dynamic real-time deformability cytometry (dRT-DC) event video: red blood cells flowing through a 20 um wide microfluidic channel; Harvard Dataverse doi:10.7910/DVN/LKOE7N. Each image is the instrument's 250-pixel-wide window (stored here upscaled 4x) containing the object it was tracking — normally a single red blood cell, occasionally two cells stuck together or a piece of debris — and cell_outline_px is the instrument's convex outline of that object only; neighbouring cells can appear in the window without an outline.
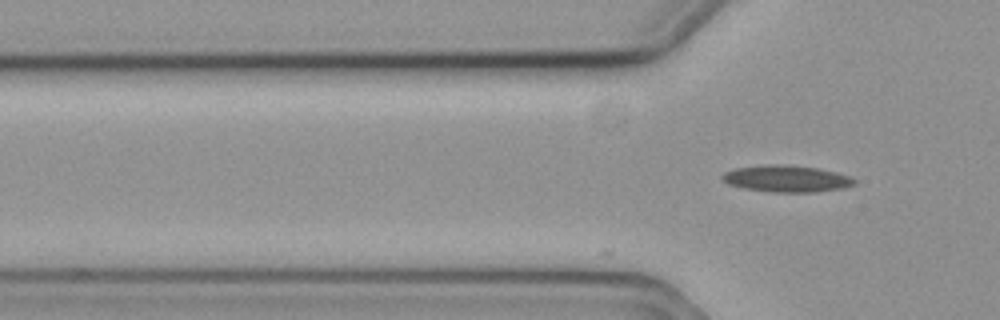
{"species": "common noctule bat (a hibernating species)", "species_latin": "Nyctalus noctula", "temperature_condition": "cold", "stored_images_in_passage": 3, "camera_frame_rate_fps": 3000, "um_per_image_px": 0.085, "animal": {"sex": "female", "body_mass_g": 19.3, "forearm_length_mm": 54.1}, "frame": {"image": 1, "passage_image": 3, "time_ms": 0.667, "image_size_px": [1000, 320], "cell_outline_px": [[856, 184], [844, 188], [816, 192], [772, 192], [744, 188], [728, 184], [720, 180], [720, 176], [724, 172], [736, 168], [764, 164], [780, 164], [820, 168], [836, 172], [848, 176], [856, 180]], "centroid_in_image_um": [66.84, 15.18], "position_along_channel_um": 59.0, "area_um2": 20.75}}